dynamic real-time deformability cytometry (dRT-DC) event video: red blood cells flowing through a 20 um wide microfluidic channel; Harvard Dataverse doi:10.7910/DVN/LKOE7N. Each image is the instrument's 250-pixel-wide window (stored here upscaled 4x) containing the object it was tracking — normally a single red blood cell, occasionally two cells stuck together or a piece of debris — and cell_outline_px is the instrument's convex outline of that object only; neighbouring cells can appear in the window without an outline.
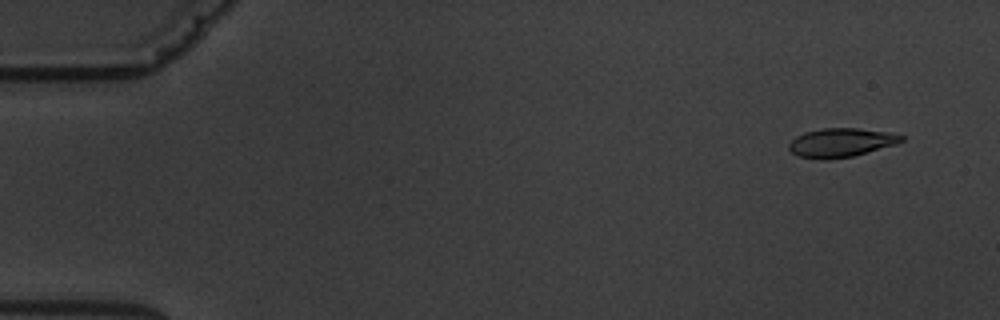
{"species": "common noctule bat (a hibernating species)", "species_latin": "Nyctalus noctula", "temperature_condition": "warm", "stored_images_in_passage": 5, "camera_frame_rate_fps": 3000, "um_per_image_px": 0.085, "animal": {"sex": "male", "body_mass_g": 19.5, "forearm_length_mm": 54.6}, "frame": {"image": 1, "passage_image": 1, "time_ms": 0.0, "image_size_px": [1000, 320], "cell_outline_px": [[904, 140], [896, 144], [852, 156], [828, 160], [824, 160], [800, 156], [792, 152], [788, 148], [788, 144], [796, 136], [804, 132], [824, 128], [856, 128], [888, 132], [904, 136]], "centroid_in_image_um": [71.47, 12.12], "position_along_channel_um": 13.5, "area_um2": 18.79}}
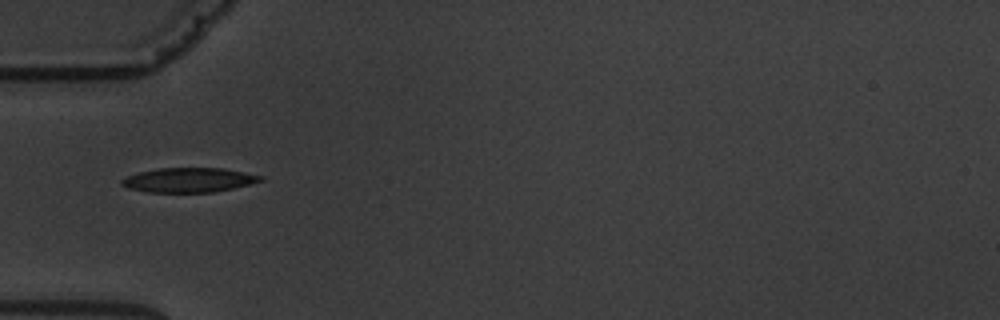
{"frame": {"image": 2, "passage_image": 5, "time_ms": 5.0, "image_size_px": [1000, 320], "cell_outline_px": [[264, 180], [232, 188], [212, 192], [148, 192], [128, 188], [120, 184], [120, 180], [128, 176], [140, 172], [160, 168], [224, 168], [264, 176]], "centroid_in_image_um": [16.05, 15.3], "position_along_channel_um": 69.0, "area_um2": 19.65}}